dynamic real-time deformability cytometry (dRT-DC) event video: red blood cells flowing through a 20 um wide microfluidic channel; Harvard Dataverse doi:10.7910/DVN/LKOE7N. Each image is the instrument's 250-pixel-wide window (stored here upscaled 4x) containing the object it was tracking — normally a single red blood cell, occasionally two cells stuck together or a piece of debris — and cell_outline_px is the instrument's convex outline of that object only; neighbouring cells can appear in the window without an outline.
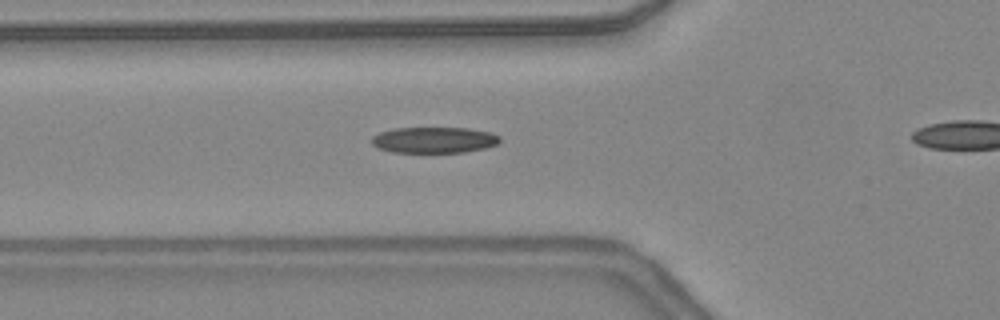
{"species": "common noctule bat (a hibernating species)", "species_latin": "Nyctalus noctula", "temperature_condition": "warm", "stored_images_in_passage": 27, "camera_frame_rate_fps": 3000, "um_per_image_px": 0.085, "animal": {"sex": "female", "body_mass_g": 24.6, "forearm_length_mm": 56.2}, "frame": {"image": 1, "passage_image": 5, "time_ms": 1.333, "image_size_px": [1000, 320], "cell_outline_px": [[500, 140], [496, 144], [484, 148], [464, 152], [392, 152], [376, 148], [372, 144], [372, 136], [380, 132], [392, 128], [468, 128], [492, 132], [500, 136]], "centroid_in_image_um": [36.87, 11.89], "position_along_channel_um": 88.9, "area_um2": 19.48}}
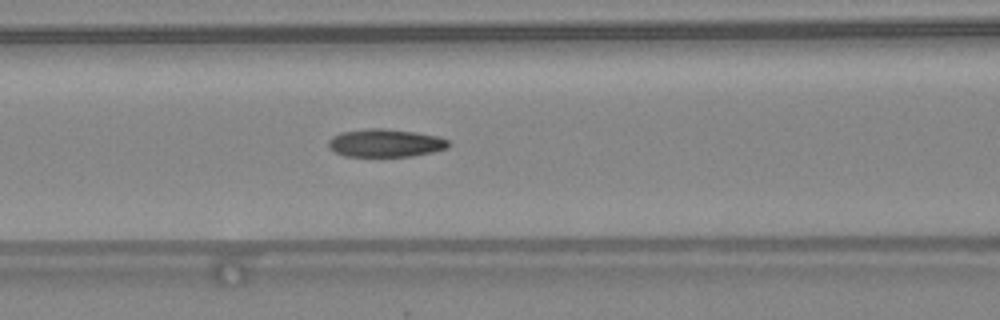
{"frame": {"image": 2, "passage_image": 8, "time_ms": 2.333, "image_size_px": [1000, 320], "cell_outline_px": [[452, 144], [448, 148], [432, 152], [412, 156], [344, 156], [328, 148], [328, 140], [332, 136], [340, 132], [368, 128], [380, 128], [412, 132], [440, 136], [448, 140]], "centroid_in_image_um": [32.76, 12.15], "position_along_channel_um": 133.8, "area_um2": 19.65}}